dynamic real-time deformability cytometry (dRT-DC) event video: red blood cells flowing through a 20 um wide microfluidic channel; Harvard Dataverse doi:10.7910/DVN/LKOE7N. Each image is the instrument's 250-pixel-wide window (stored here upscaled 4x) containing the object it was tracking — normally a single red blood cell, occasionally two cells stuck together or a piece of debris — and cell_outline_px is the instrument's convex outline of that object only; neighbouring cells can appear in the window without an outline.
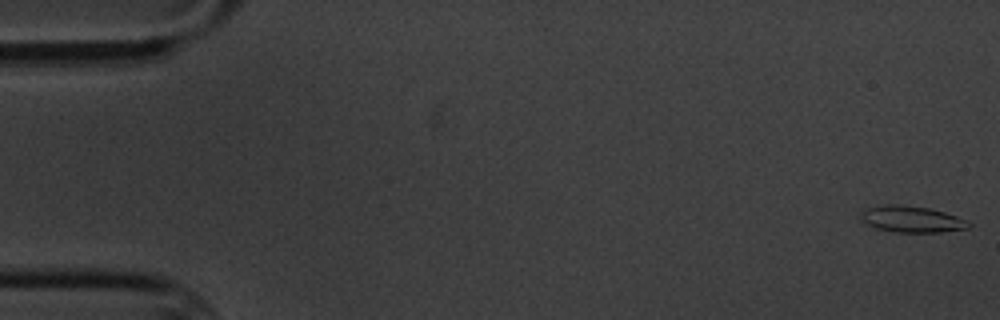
{"species": "common noctule bat (a hibernating species)", "species_latin": "Nyctalus noctula", "temperature_condition": "cold", "stored_images_in_passage": 6, "camera_frame_rate_fps": 3000, "um_per_image_px": 0.085, "animal": {"sex": "male", "body_mass_g": 20.1, "forearm_length_mm": 53.5}, "frame": {"image": 1, "passage_image": 1, "time_ms": 0.0, "image_size_px": [1000, 320], "cell_outline_px": [[972, 224], [968, 228], [940, 232], [896, 232], [876, 228], [860, 220], [860, 212], [868, 208], [888, 204], [896, 204], [928, 208], [944, 212], [968, 220]], "centroid_in_image_um": [77.5, 18.63], "position_along_channel_um": 7.5, "area_um2": 16.47}}
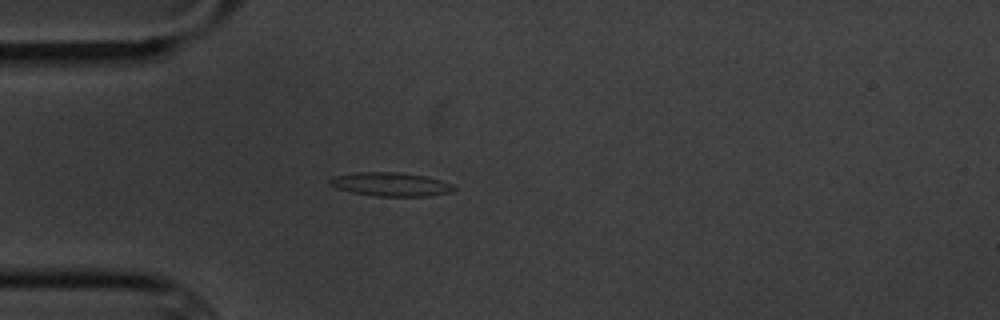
{"frame": {"image": 2, "passage_image": 5, "time_ms": 5.0, "image_size_px": [1000, 320], "cell_outline_px": [[456, 188], [452, 192], [428, 196], [376, 196], [352, 192], [336, 188], [328, 184], [328, 180], [332, 176], [356, 172], [400, 172], [428, 176], [452, 184]], "centroid_in_image_um": [33.2, 15.66], "position_along_channel_um": 51.8, "area_um2": 17.34}}